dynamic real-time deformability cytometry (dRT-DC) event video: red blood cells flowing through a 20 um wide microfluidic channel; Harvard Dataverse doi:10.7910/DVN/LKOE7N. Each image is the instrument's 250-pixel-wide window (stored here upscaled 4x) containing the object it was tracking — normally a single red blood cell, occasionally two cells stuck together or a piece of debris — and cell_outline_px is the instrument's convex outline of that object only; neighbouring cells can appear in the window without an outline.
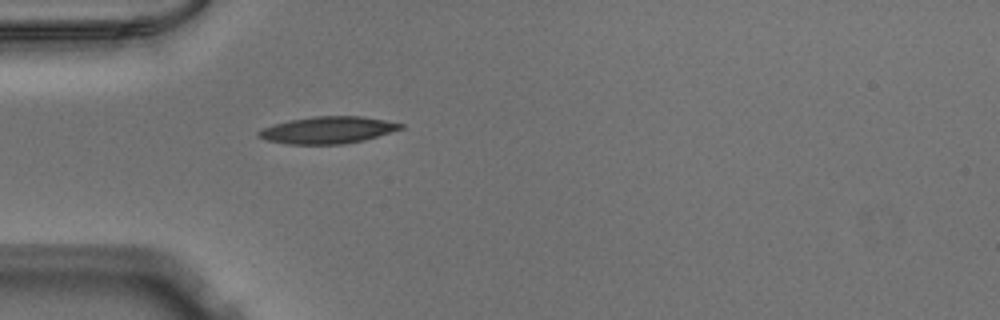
{"species": "Egyptian fruit bat (a non-hibernating species)", "species_latin": "Rousettus aegyptiacus", "temperature_condition": "warm", "stored_images_in_passage": 37, "camera_frame_rate_fps": 3000, "um_per_image_px": 0.085, "animal": {"sex": "male"}, "frame": {"image": 1, "passage_image": 1, "time_ms": 0.0, "image_size_px": [1000, 320], "cell_outline_px": [[404, 128], [364, 140], [344, 144], [288, 144], [268, 140], [256, 136], [256, 132], [260, 128], [288, 120], [316, 116], [360, 116], [384, 120], [404, 124]], "centroid_in_image_um": [27.82, 11.05], "position_along_channel_um": 57.2, "area_um2": 22.31}}
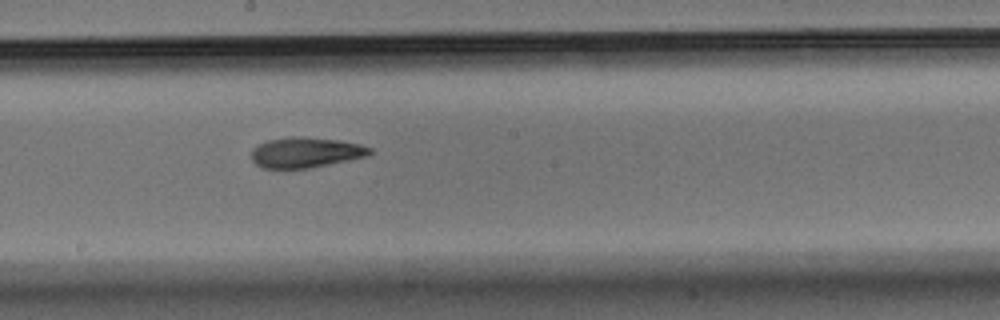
{"frame": {"image": 2, "passage_image": 14, "time_ms": 4.333, "image_size_px": [1000, 320], "cell_outline_px": [[372, 152], [368, 156], [308, 168], [264, 168], [256, 164], [252, 160], [252, 148], [256, 144], [268, 140], [288, 136], [300, 136], [336, 140], [360, 144], [372, 148]], "centroid_in_image_um": [25.95, 12.94], "position_along_channel_um": 222.2, "area_um2": 20.92}}
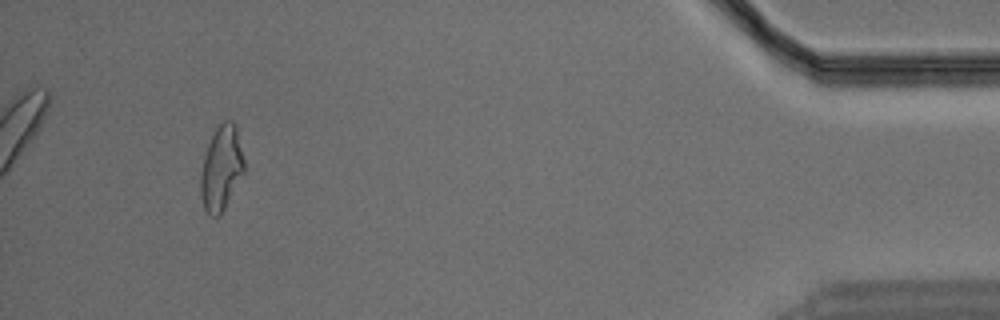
{"frame": {"image": 3, "passage_image": 34, "time_ms": 11.0, "image_size_px": [1000, 320], "cell_outline_px": [[244, 172], [220, 216], [208, 216], [204, 208], [200, 196], [200, 172], [204, 156], [208, 144], [216, 128], [224, 120], [232, 120], [236, 124], [244, 160]], "centroid_in_image_um": [18.8, 14.3], "position_along_channel_um": 416.4, "area_um2": 21.56}}